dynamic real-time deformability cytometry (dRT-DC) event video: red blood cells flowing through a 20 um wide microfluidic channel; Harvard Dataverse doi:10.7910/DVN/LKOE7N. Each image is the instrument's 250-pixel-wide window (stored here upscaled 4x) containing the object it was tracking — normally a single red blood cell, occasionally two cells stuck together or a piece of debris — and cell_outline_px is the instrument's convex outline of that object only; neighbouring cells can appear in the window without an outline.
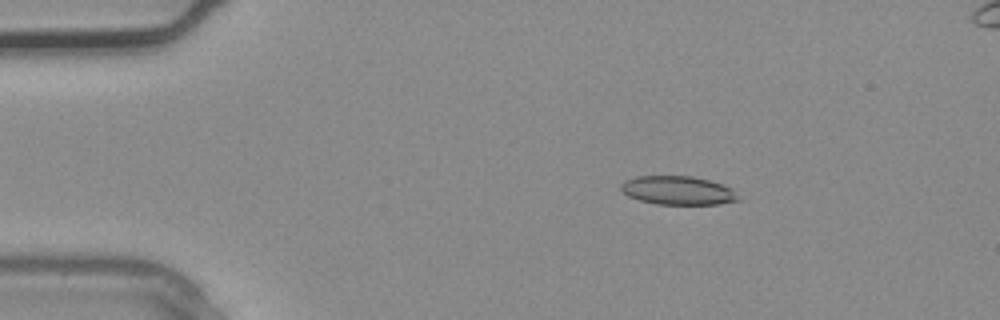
{"species": "common noctule bat (a hibernating species)", "species_latin": "Nyctalus noctula", "temperature_condition": "warm", "stored_images_in_passage": 3, "segment_of_instrument_passage": [1, 2], "camera_frame_rate_fps": 3000, "um_per_image_px": 0.085, "animal": {"sex": "male", "body_mass_g": 20.4}, "frame": {"image": 1, "passage_image": 1, "time_ms": 0.0, "image_size_px": [1000, 320], "cell_outline_px": [[740, 200], [720, 204], [656, 204], [640, 200], [628, 196], [620, 188], [620, 184], [624, 180], [636, 176], [692, 176], [724, 184], [732, 188]], "centroid_in_image_um": [57.62, 16.18], "position_along_channel_um": 27.4, "area_um2": 19.65}}